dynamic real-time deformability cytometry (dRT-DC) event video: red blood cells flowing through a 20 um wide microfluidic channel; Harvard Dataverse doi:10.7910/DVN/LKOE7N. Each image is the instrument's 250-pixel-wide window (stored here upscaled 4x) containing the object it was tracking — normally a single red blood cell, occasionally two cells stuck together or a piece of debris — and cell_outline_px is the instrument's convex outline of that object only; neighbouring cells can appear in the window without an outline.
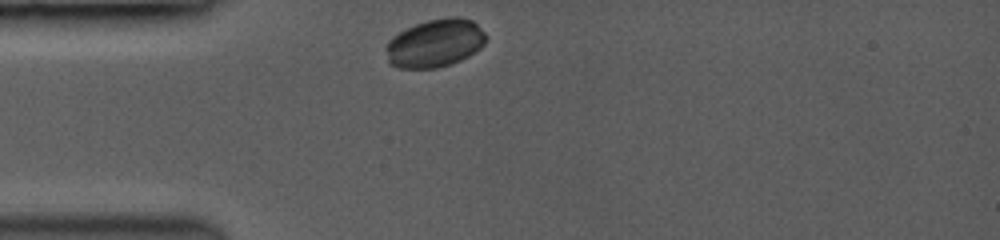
{"species": "common noctule bat (a hibernating species)", "species_latin": "Nyctalus noctula", "temperature_condition": "room temperature", "stored_images_in_passage": 36, "camera_frame_rate_fps": 3500, "um_per_image_px": 0.085, "animal": {"sex": "female", "body_mass_g": 19.0, "forearm_length_mm": 53.3}, "frame": {"image": 1, "passage_image": 1, "time_ms": 0.0, "image_size_px": [1000, 240], "cell_outline_px": [[484, 44], [480, 48], [468, 56], [460, 60], [436, 68], [400, 68], [392, 64], [388, 60], [388, 40], [392, 36], [416, 24], [428, 20], [448, 16], [456, 16], [472, 20], [484, 32]], "centroid_in_image_um": [36.99, 3.66], "position_along_channel_um": 48.0, "area_um2": 27.51}}
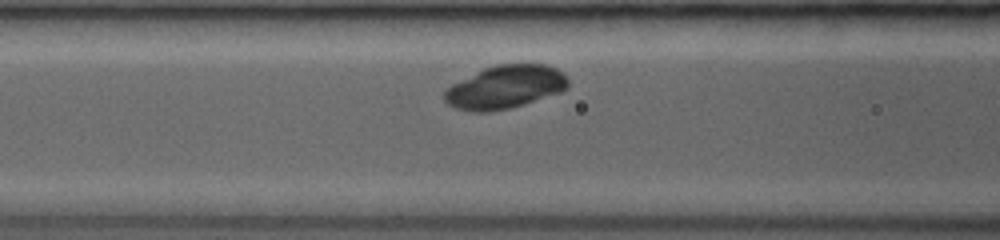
{"frame": {"image": 2, "passage_image": 9, "time_ms": 2.286, "image_size_px": [1000, 240], "cell_outline_px": [[568, 84], [560, 92], [508, 108], [484, 112], [476, 112], [456, 108], [448, 104], [444, 100], [444, 92], [452, 84], [484, 68], [496, 64], [548, 64], [556, 68], [568, 76]], "centroid_in_image_um": [42.93, 7.38], "position_along_channel_um": 123.7, "area_um2": 30.69}}
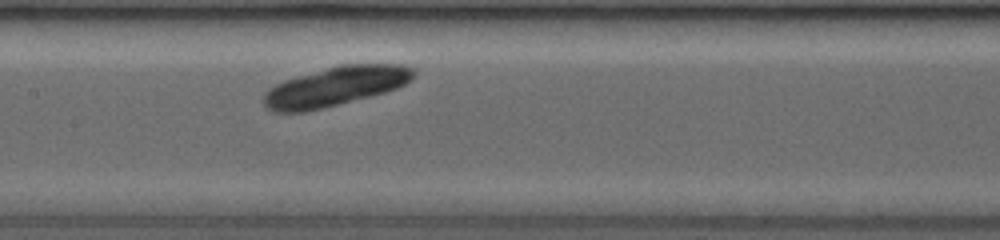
{"frame": {"image": 3, "passage_image": 14, "time_ms": 3.714, "image_size_px": [1000, 240], "cell_outline_px": [[416, 72], [412, 80], [396, 88], [384, 92], [304, 112], [276, 112], [268, 108], [264, 104], [264, 92], [268, 88], [284, 80], [340, 64], [404, 64], [412, 68]], "centroid_in_image_um": [28.51, 7.32], "position_along_channel_um": 178.9, "area_um2": 33.87}}